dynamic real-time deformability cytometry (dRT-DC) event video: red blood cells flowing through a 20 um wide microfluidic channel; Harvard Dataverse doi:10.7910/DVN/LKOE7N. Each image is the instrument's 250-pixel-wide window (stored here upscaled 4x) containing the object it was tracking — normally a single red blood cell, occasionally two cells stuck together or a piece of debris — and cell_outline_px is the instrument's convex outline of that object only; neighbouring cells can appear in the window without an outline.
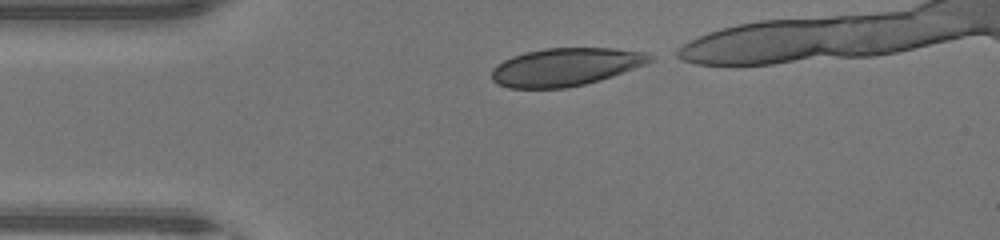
{"species": "human", "species_latin": "Homo sapiens", "temperature_condition": "warm", "stored_images_in_passage": 30, "camera_frame_rate_fps": 3000, "um_per_image_px": 0.085, "donor": {"sex": "male"}, "frame": {"image": 1, "passage_image": 1, "time_ms": 0.0, "image_size_px": [1000, 240], "cell_outline_px": [[656, 56], [648, 64], [600, 80], [568, 88], [508, 88], [496, 84], [492, 80], [492, 68], [496, 64], [512, 56], [524, 52], [544, 48], [612, 48], [644, 52]], "centroid_in_image_um": [48.07, 5.69], "position_along_channel_um": 36.9, "area_um2": 35.26}}
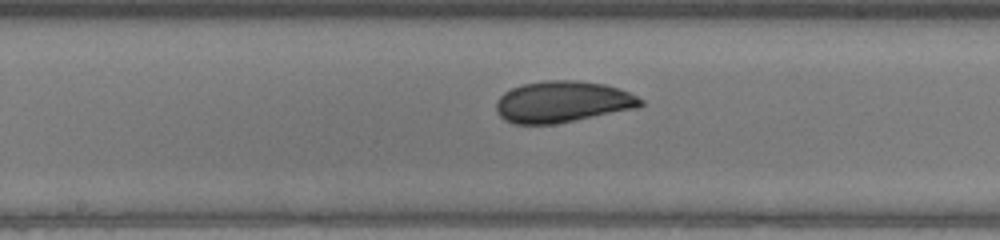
{"frame": {"image": 2, "passage_image": 14, "time_ms": 4.333, "image_size_px": [1000, 240], "cell_outline_px": [[644, 104], [640, 108], [552, 124], [512, 124], [504, 120], [496, 112], [496, 100], [504, 92], [520, 84], [544, 80], [576, 80], [604, 84], [628, 92], [644, 100]], "centroid_in_image_um": [47.8, 8.65], "position_along_channel_um": 200.4, "area_um2": 35.03}}
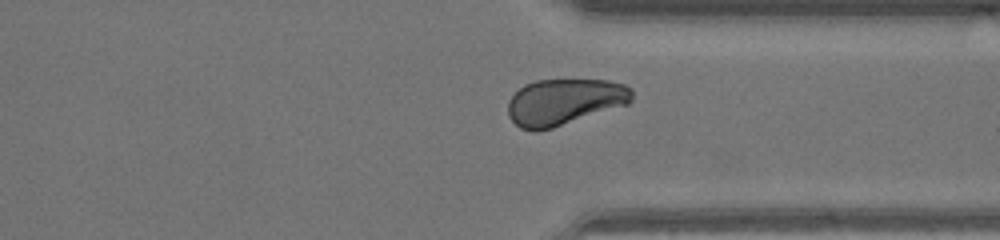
{"frame": {"image": 3, "passage_image": 25, "time_ms": 8.0, "image_size_px": [1000, 240], "cell_outline_px": [[632, 100], [628, 104], [552, 128], [536, 132], [532, 132], [520, 128], [508, 116], [508, 100], [524, 84], [536, 80], [608, 80], [624, 84], [632, 88]], "centroid_in_image_um": [47.96, 8.66], "position_along_channel_um": 363.4, "area_um2": 33.52}}